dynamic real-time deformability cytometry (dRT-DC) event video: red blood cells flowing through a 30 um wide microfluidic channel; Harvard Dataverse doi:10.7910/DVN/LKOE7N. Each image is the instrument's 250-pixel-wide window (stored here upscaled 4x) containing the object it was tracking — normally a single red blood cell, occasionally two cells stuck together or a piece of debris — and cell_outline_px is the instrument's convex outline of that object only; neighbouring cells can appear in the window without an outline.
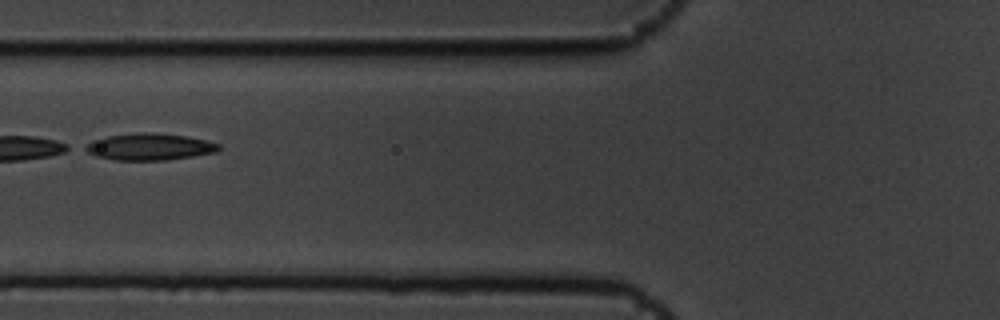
{"species": "common noctule bat (a hibernating species)", "species_latin": "Nyctalus noctula", "temperature_condition": "cold", "stored_images_in_passage": 10, "camera_frame_rate_fps": 3000, "um_per_image_px": 0.085, "animal": {"sex": "male", "body_mass_g": 19.5, "forearm_length_mm": 54.6}, "frame": {"image": 1, "passage_image": 7, "time_ms": 2.0, "image_size_px": [1000, 320], "cell_outline_px": [[220, 148], [216, 152], [168, 160], [116, 160], [96, 156], [80, 148], [84, 144], [92, 140], [108, 136], [144, 132], [184, 136], [204, 140], [220, 144]], "centroid_in_image_um": [12.64, 12.49], "position_along_channel_um": 113.2, "area_um2": 20.63}}
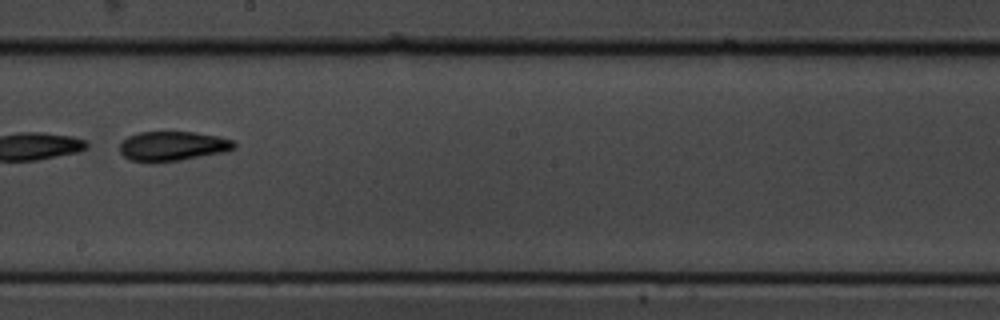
{"frame": {"image": 2, "passage_image": 10, "time_ms": 3.0, "image_size_px": [1000, 320], "cell_outline_px": [[236, 148], [224, 152], [180, 160], [152, 164], [132, 160], [124, 156], [120, 152], [120, 144], [128, 136], [140, 132], [192, 132], [216, 136], [232, 140], [236, 144]], "centroid_in_image_um": [14.65, 12.44], "position_along_channel_um": 233.6, "area_um2": 19.77}}